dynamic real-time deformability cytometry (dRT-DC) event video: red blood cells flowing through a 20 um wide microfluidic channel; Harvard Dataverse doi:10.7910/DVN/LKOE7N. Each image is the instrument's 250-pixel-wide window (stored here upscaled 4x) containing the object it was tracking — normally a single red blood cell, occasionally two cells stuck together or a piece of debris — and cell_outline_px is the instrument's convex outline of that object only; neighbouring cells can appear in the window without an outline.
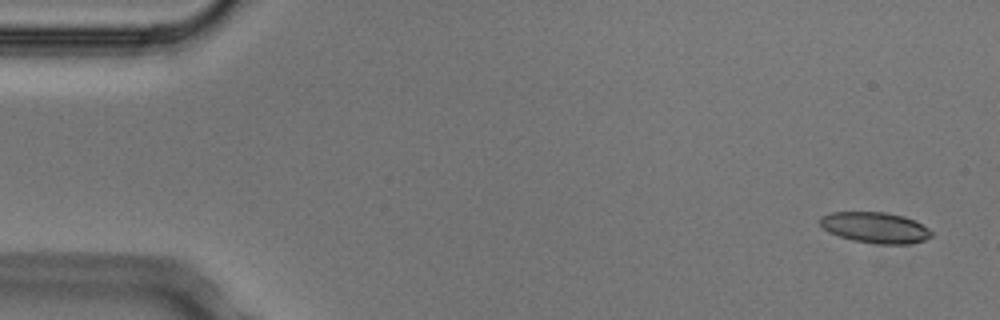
{"species": "Egyptian fruit bat (a non-hibernating species)", "species_latin": "Rousettus aegyptiacus", "temperature_condition": "cold", "stored_images_in_passage": 3, "camera_frame_rate_fps": 3000, "um_per_image_px": 0.085, "animal": {"sex": "male"}, "frame": {"image": 1, "passage_image": 1, "time_ms": 0.0, "image_size_px": [1000, 320], "cell_outline_px": [[932, 236], [924, 240], [908, 244], [876, 244], [852, 240], [828, 232], [820, 224], [820, 216], [832, 212], [884, 212], [904, 216], [916, 220], [928, 228], [932, 232]], "centroid_in_image_um": [74.4, 19.34], "position_along_channel_um": 10.6, "area_um2": 20.11}}